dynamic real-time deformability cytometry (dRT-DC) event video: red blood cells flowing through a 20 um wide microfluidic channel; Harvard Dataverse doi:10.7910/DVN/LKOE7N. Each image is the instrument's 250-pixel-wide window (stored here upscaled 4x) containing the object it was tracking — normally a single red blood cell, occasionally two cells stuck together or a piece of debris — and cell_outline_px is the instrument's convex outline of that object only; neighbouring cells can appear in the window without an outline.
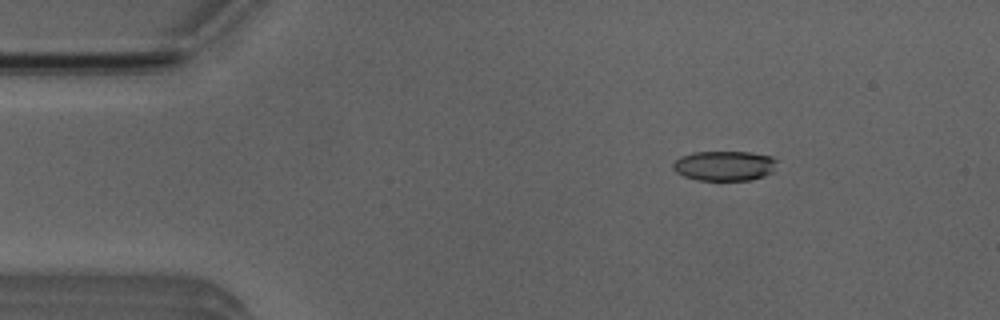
{"species": "Egyptian fruit bat (a non-hibernating species)", "species_latin": "Rousettus aegyptiacus", "temperature_condition": "room temperature", "stored_images_in_passage": 52, "camera_frame_rate_fps": 3000, "um_per_image_px": 0.085, "animal": {"sex": "male"}, "frame": {"image": 1, "passage_image": 7, "time_ms": 2.0, "image_size_px": [1000, 320], "cell_outline_px": [[776, 160], [772, 172], [764, 176], [752, 180], [696, 180], [684, 176], [676, 172], [672, 168], [672, 164], [680, 156], [692, 152], [748, 152], [772, 156]], "centroid_in_image_um": [61.54, 14.09], "position_along_channel_um": 23.5, "area_um2": 18.15}}
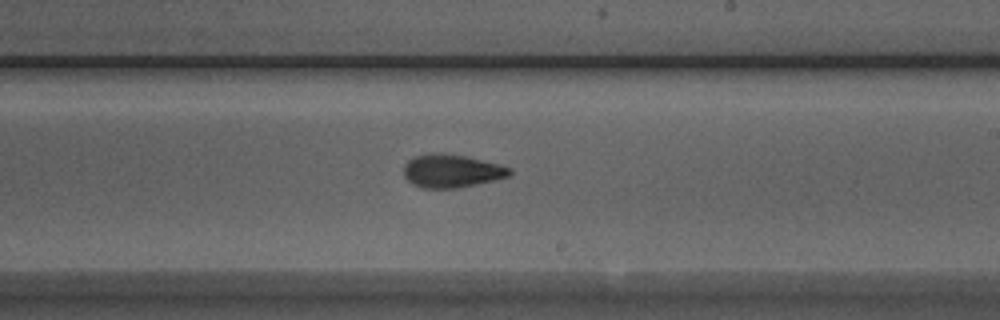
{"frame": {"image": 2, "passage_image": 30, "time_ms": 9.667, "image_size_px": [1000, 320], "cell_outline_px": [[512, 172], [508, 176], [476, 184], [456, 188], [424, 188], [412, 184], [404, 176], [404, 164], [412, 156], [432, 152], [440, 152], [468, 156], [500, 164], [512, 168]], "centroid_in_image_um": [38.36, 14.5], "position_along_channel_um": 250.6, "area_um2": 20.69}}
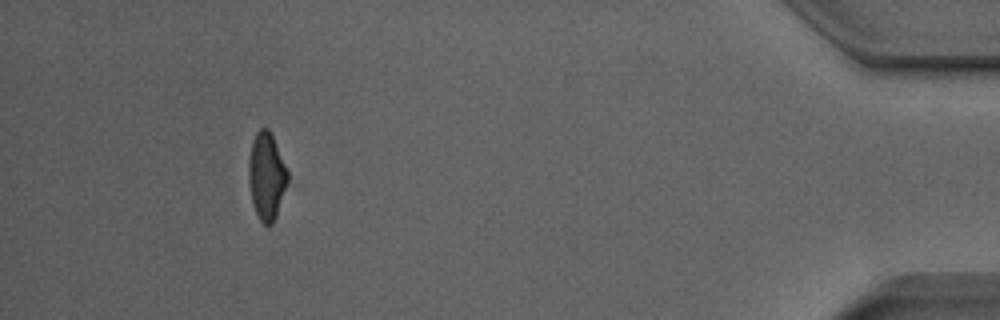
{"frame": {"image": 3, "passage_image": 48, "time_ms": 15.667, "image_size_px": [1000, 320], "cell_outline_px": [[288, 180], [276, 216], [272, 224], [264, 224], [260, 220], [252, 204], [248, 176], [248, 160], [252, 140], [256, 132], [260, 128], [268, 128], [272, 136], [288, 172]], "centroid_in_image_um": [22.63, 14.96], "position_along_channel_um": 412.6, "area_um2": 19.59}, "authors_computed_cell_mechanics": {"area_um2": 20.0855, "velocity_mm_per_s": 3.8474, "shape_relaxation_time_tau1_ms": 3.3847, "shape_relaxation_time_tau2_ms": 3.5348, "deformation_change_tau1": 0.1315, "deformation_change_tau2": 0.1043}}